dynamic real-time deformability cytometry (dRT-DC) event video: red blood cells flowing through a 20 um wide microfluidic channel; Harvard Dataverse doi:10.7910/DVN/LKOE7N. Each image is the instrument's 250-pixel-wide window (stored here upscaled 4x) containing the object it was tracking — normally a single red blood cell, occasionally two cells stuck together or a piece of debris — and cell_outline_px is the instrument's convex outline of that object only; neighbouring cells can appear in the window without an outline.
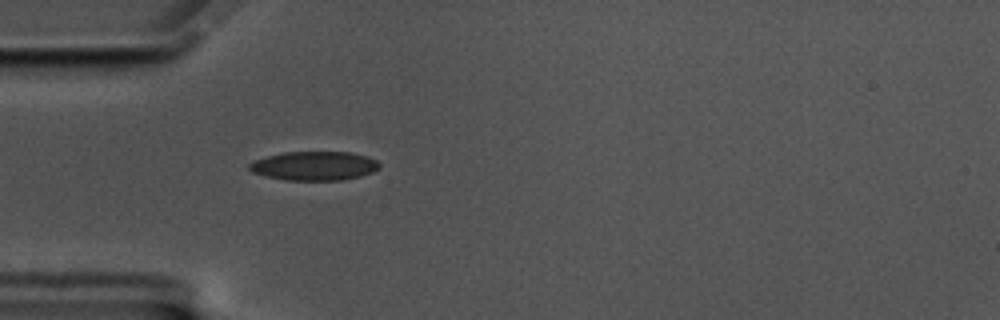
{"species": "common noctule bat (a hibernating species)", "species_latin": "Nyctalus noctula", "temperature_condition": "cold", "stored_images_in_passage": 44, "camera_frame_rate_fps": 3000, "um_per_image_px": 0.085, "animal": {"sex": "male", "body_mass_g": 17.5, "forearm_length_mm": 52.3}, "frame": {"image": 1, "passage_image": 1, "time_ms": 0.0, "image_size_px": [1000, 320], "cell_outline_px": [[380, 168], [372, 172], [360, 176], [340, 180], [284, 180], [252, 172], [248, 168], [248, 164], [256, 160], [268, 156], [284, 152], [348, 152], [368, 156], [376, 160], [380, 164]], "centroid_in_image_um": [26.73, 14.1], "position_along_channel_um": 58.3, "area_um2": 21.85}}
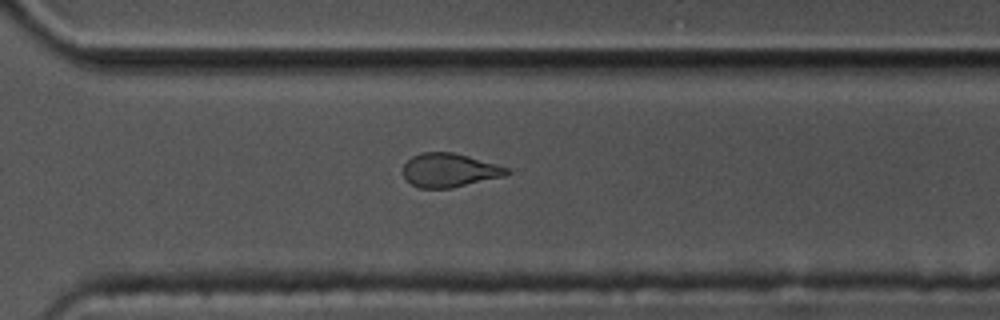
{"frame": {"image": 2, "passage_image": 26, "time_ms": 8.333, "image_size_px": [1000, 320], "cell_outline_px": [[512, 172], [508, 176], [452, 188], [420, 188], [412, 184], [404, 176], [404, 164], [412, 156], [420, 152], [452, 152], [468, 156], [496, 164], [508, 168]], "centroid_in_image_um": [38.25, 14.47], "position_along_channel_um": 332.4, "area_um2": 20.52}}
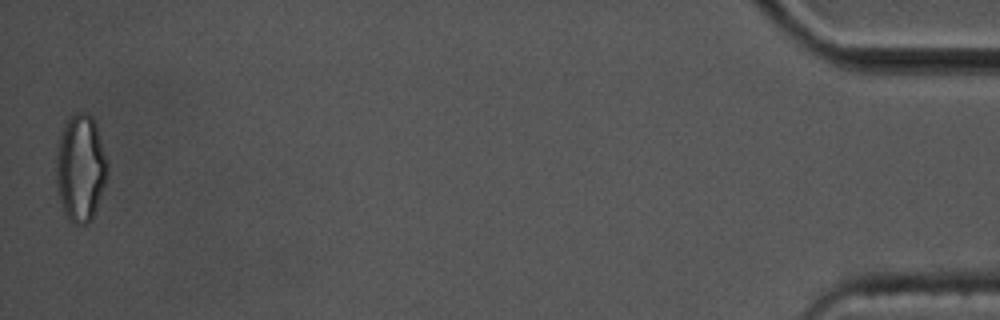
{"frame": {"image": 3, "passage_image": 43, "time_ms": 14.0, "image_size_px": [1000, 320], "cell_outline_px": [[108, 176], [92, 216], [84, 224], [72, 224], [64, 208], [56, 184], [56, 156], [64, 124], [76, 112], [84, 112], [92, 116], [96, 124], [108, 164]], "centroid_in_image_um": [6.86, 14.24], "position_along_channel_um": 428.3, "area_um2": 31.27}, "authors_computed_cell_mechanics": {"area_um2": 21.8195, "velocity_mm_per_s": 3.332, "shape_relaxation_time_tau1_ms": null, "shape_relaxation_time_tau2_ms": 2.6774, "deformation_change_tau1": null, "deformation_change_tau2": 0.1001}}